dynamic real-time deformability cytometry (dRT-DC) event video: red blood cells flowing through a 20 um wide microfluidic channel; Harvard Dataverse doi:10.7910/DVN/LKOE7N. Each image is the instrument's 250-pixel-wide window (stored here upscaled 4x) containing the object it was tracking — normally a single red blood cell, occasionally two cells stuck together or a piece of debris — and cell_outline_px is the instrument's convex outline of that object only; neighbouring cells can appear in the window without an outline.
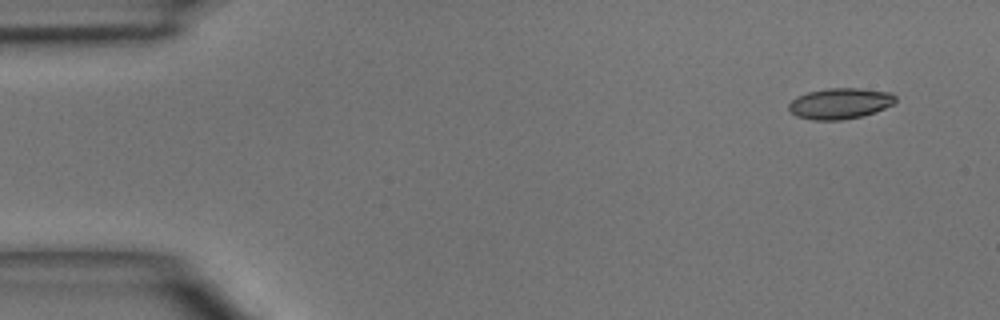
{"species": "common noctule bat (a hibernating species)", "species_latin": "Nyctalus noctula", "temperature_condition": "room temperature", "stored_images_in_passage": 4, "camera_frame_rate_fps": 3000, "um_per_image_px": 0.085, "animal": {"sex": "male", "body_mass_g": 15.6}, "frame": {"image": 1, "passage_image": 1, "time_ms": 0.0, "image_size_px": [1000, 320], "cell_outline_px": [[896, 100], [892, 104], [876, 112], [860, 116], [840, 120], [812, 120], [796, 116], [788, 108], [788, 104], [796, 96], [808, 92], [824, 88], [860, 88], [892, 92], [896, 96]], "centroid_in_image_um": [71.39, 8.78], "position_along_channel_um": 13.6, "area_um2": 19.31}}
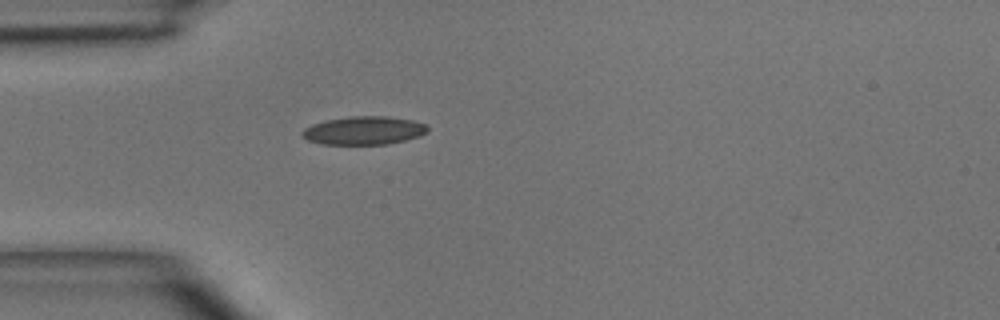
{"frame": {"image": 2, "passage_image": 4, "time_ms": 3.333, "image_size_px": [1000, 320], "cell_outline_px": [[428, 132], [420, 136], [388, 144], [320, 144], [308, 140], [300, 136], [300, 132], [304, 128], [312, 124], [324, 120], [348, 116], [388, 116], [412, 120], [428, 124]], "centroid_in_image_um": [30.91, 11.08], "position_along_channel_um": 54.1, "area_um2": 20.98}}